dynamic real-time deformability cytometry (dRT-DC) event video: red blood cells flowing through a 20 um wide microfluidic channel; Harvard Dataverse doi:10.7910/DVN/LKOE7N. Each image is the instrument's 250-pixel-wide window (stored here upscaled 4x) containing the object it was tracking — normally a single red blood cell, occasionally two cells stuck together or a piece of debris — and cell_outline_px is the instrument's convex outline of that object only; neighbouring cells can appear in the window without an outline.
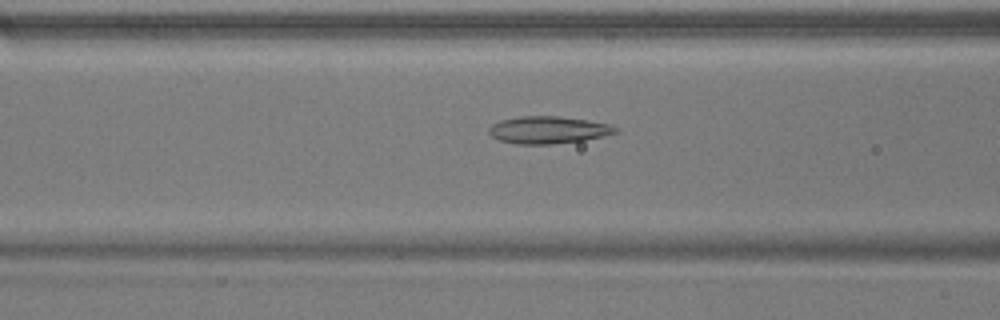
{"species": "common noctule bat (a hibernating species)", "species_latin": "Nyctalus noctula", "temperature_condition": "warm", "stored_images_in_passage": 38, "camera_frame_rate_fps": 3000, "um_per_image_px": 0.085, "animal": {"sex": "male", "body_mass_g": 17.9}, "frame": {"image": 1, "passage_image": 9, "time_ms": 2.667, "image_size_px": [1000, 320], "cell_outline_px": [[620, 132], [604, 136], [584, 140], [552, 144], [516, 144], [500, 140], [492, 136], [488, 132], [488, 128], [492, 124], [500, 120], [520, 116], [560, 116], [588, 120], [608, 124], [616, 128]], "centroid_in_image_um": [46.59, 11.04], "position_along_channel_um": 120.0, "area_um2": 20.17}}
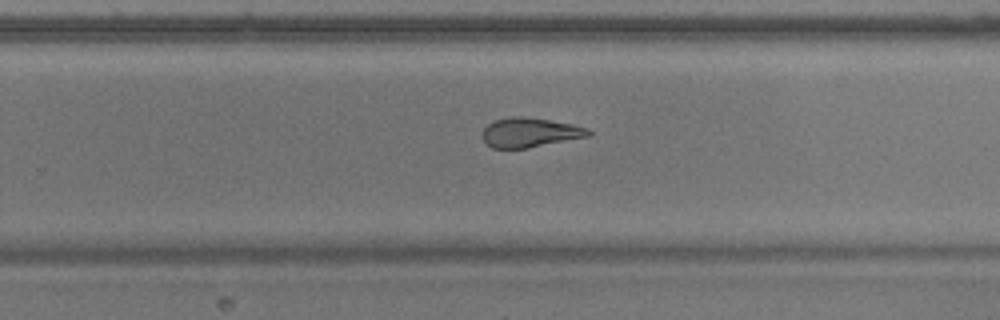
{"frame": {"image": 2, "passage_image": 22, "time_ms": 7.0, "image_size_px": [1000, 320], "cell_outline_px": [[592, 136], [528, 148], [492, 148], [484, 140], [484, 128], [488, 124], [496, 120], [512, 116], [520, 116], [548, 120], [572, 124], [588, 128], [592, 132]], "centroid_in_image_um": [45.1, 11.27], "position_along_channel_um": 284.7, "area_um2": 18.09}}
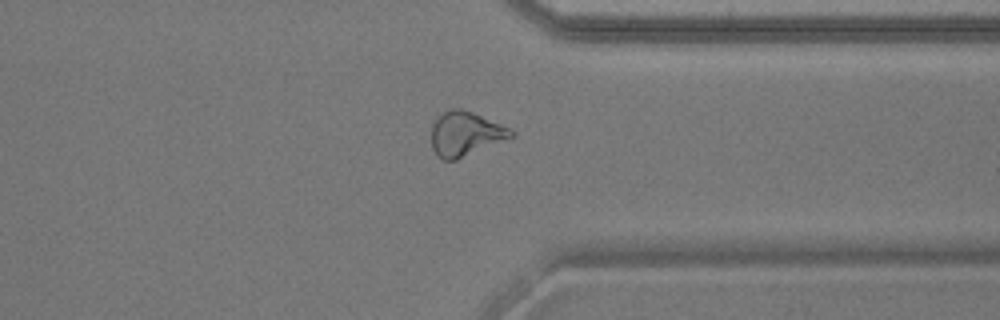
{"frame": {"image": 3, "passage_image": 29, "time_ms": 9.333, "image_size_px": [1000, 320], "cell_outline_px": [[516, 136], [456, 160], [444, 160], [436, 156], [432, 148], [432, 124], [444, 112], [452, 108], [460, 108], [472, 112], [500, 124], [516, 132]], "centroid_in_image_um": [39.57, 11.4], "position_along_channel_um": 371.8, "area_um2": 20.52}, "authors_computed_cell_mechanics": {"area_um2": 20.0277, "velocity_mm_per_s": 3.8059, "shape_relaxation_time_tau1_ms": 7.9236, "shape_relaxation_time_tau2_ms": 2.1329, "deformation_change_tau1": 0.1662, "deformation_change_tau2": 0.089}}